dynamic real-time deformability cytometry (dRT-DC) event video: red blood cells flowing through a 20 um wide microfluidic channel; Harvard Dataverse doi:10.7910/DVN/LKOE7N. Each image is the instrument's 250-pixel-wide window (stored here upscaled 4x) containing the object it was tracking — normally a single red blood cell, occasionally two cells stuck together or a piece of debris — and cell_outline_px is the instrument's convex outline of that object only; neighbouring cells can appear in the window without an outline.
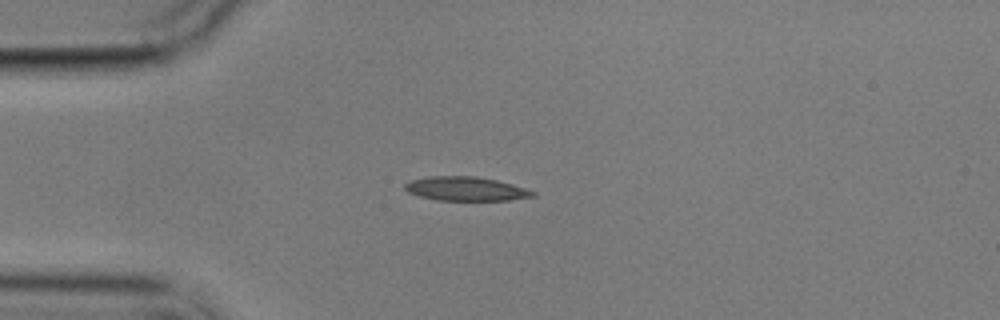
{"species": "common noctule bat (a hibernating species)", "species_latin": "Nyctalus noctula", "temperature_condition": "cold", "stored_images_in_passage": 3, "camera_frame_rate_fps": 3000, "um_per_image_px": 0.085, "animal": {"sex": "male", "body_mass_g": 17.9}, "frame": {"image": 1, "passage_image": 1, "time_ms": 0.0, "image_size_px": [1000, 320], "cell_outline_px": [[536, 196], [508, 200], [436, 200], [420, 196], [408, 192], [404, 188], [404, 184], [412, 180], [428, 176], [476, 176], [496, 180], [512, 184], [536, 192]], "centroid_in_image_um": [39.59, 16.04], "position_along_channel_um": 45.4, "area_um2": 17.8}}
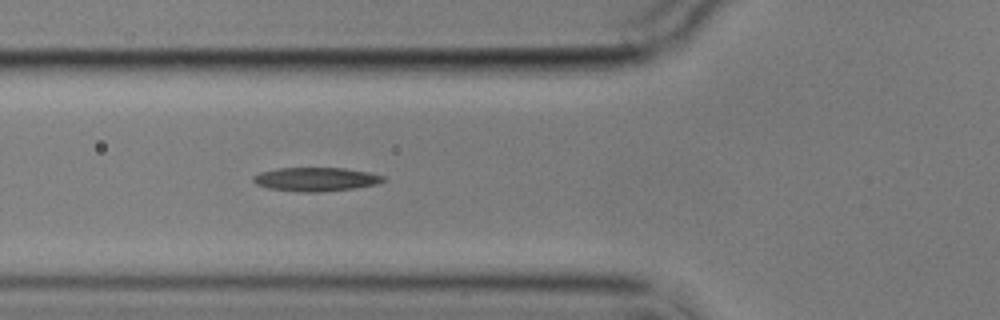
{"frame": {"image": 2, "passage_image": 3, "time_ms": 2.0, "image_size_px": [1000, 320], "cell_outline_px": [[384, 180], [376, 184], [352, 188], [316, 192], [300, 192], [268, 188], [256, 184], [252, 180], [252, 176], [260, 172], [276, 168], [344, 168], [368, 172], [384, 176]], "centroid_in_image_um": [26.78, 15.23], "position_along_channel_um": 99.0, "area_um2": 17.86}}